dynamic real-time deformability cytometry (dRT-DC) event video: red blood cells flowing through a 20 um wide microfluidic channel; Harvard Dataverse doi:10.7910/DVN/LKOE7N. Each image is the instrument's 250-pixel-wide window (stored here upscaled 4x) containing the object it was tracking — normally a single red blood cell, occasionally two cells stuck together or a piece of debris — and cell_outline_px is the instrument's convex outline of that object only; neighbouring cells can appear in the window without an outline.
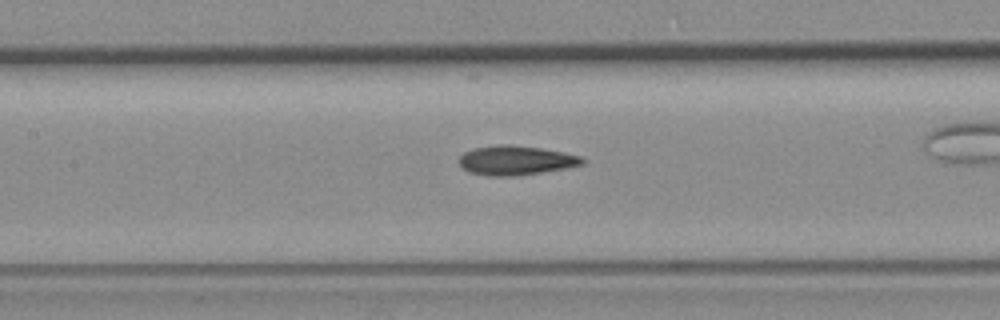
{"species": "common noctule bat (a hibernating species)", "species_latin": "Nyctalus noctula", "temperature_condition": "room temperature", "stored_images_in_passage": 45, "camera_frame_rate_fps": 3000, "um_per_image_px": 0.085, "animal": {"sex": "female", "body_mass_g": 19.3, "forearm_length_mm": 54.1}, "frame": {"image": 1, "passage_image": 23, "time_ms": 7.333, "image_size_px": [1000, 320], "cell_outline_px": [[584, 164], [568, 168], [516, 176], [492, 176], [468, 172], [456, 160], [464, 152], [472, 148], [500, 144], [508, 144], [540, 148], [580, 156], [584, 160]], "centroid_in_image_um": [43.8, 13.63], "position_along_channel_um": 163.6, "area_um2": 21.1}}
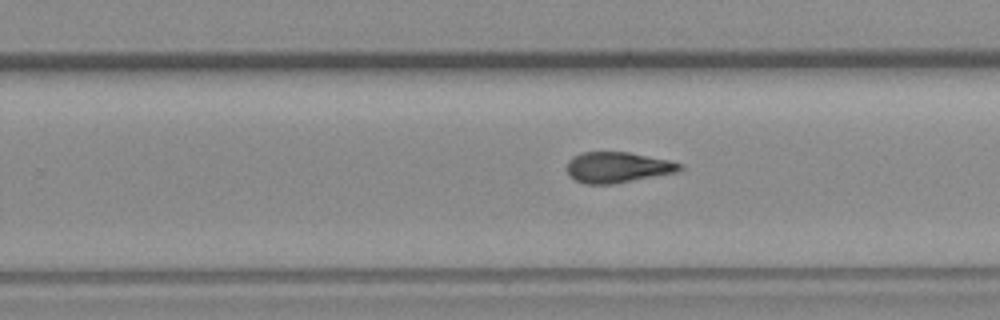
{"frame": {"image": 2, "passage_image": 32, "time_ms": 10.333, "image_size_px": [1000, 320], "cell_outline_px": [[684, 168], [676, 172], [612, 184], [584, 184], [568, 176], [568, 160], [572, 156], [584, 152], [628, 152], [672, 160], [684, 164]], "centroid_in_image_um": [52.51, 14.22], "position_along_channel_um": 277.3, "area_um2": 20.29}}
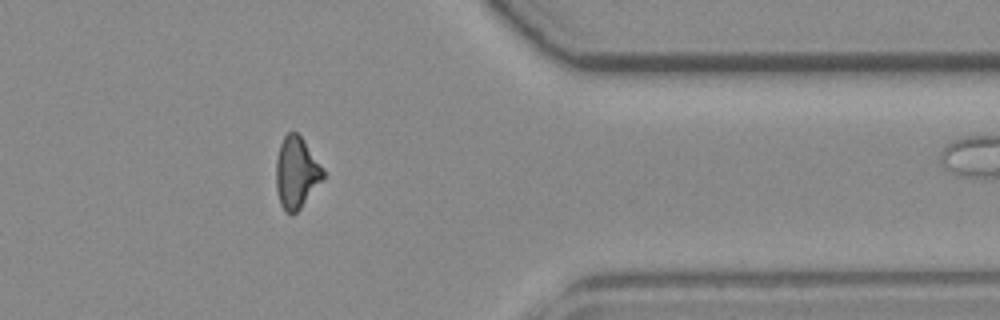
{"frame": {"image": 3, "passage_image": 42, "time_ms": 13.667, "image_size_px": [1000, 320], "cell_outline_px": [[324, 176], [300, 208], [292, 216], [284, 212], [280, 204], [276, 188], [276, 160], [280, 144], [284, 136], [288, 132], [296, 132], [304, 140], [324, 172]], "centroid_in_image_um": [25.15, 14.69], "position_along_channel_um": 386.3, "area_um2": 19.25}}